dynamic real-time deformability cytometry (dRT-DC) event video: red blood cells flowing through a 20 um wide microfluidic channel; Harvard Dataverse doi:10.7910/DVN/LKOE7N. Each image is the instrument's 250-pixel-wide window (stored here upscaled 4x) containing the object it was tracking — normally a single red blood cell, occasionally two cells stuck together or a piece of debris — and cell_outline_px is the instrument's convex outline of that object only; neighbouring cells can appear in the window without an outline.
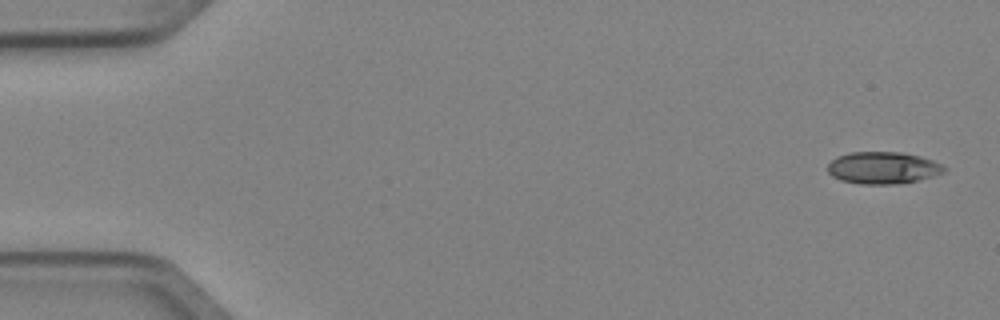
{"species": "Egyptian fruit bat (a non-hibernating species)", "species_latin": "Rousettus aegyptiacus", "temperature_condition": "cold", "stored_images_in_passage": 6, "camera_frame_rate_fps": 3000, "um_per_image_px": 0.085, "animal": {"sex": "female"}, "frame": {"image": 1, "passage_image": 1, "time_ms": 0.0, "image_size_px": [1000, 320], "cell_outline_px": [[948, 168], [944, 172], [932, 176], [916, 180], [892, 184], [860, 184], [840, 180], [832, 176], [828, 172], [828, 164], [836, 156], [852, 152], [904, 152], [920, 156], [932, 160]], "centroid_in_image_um": [75.03, 14.25], "position_along_channel_um": 10.0, "area_um2": 21.68}}
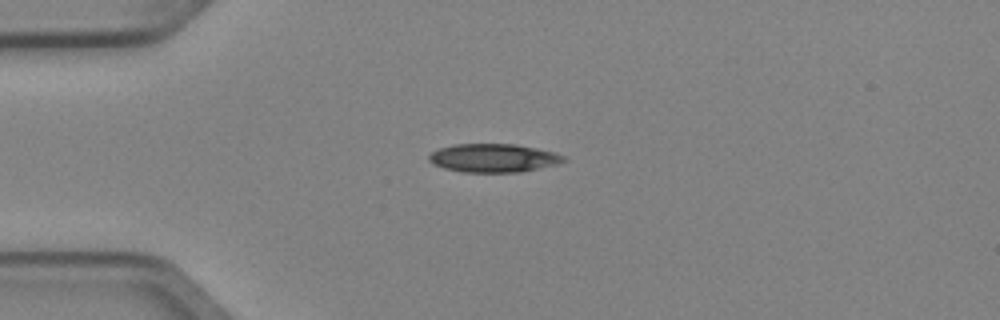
{"frame": {"image": 2, "passage_image": 4, "time_ms": 1.0, "image_size_px": [1000, 320], "cell_outline_px": [[568, 160], [556, 164], [520, 172], [464, 172], [444, 168], [432, 164], [428, 160], [428, 156], [432, 152], [440, 148], [452, 144], [516, 144], [536, 148], [568, 156]], "centroid_in_image_um": [41.94, 13.42], "position_along_channel_um": 43.1, "area_um2": 22.37}}
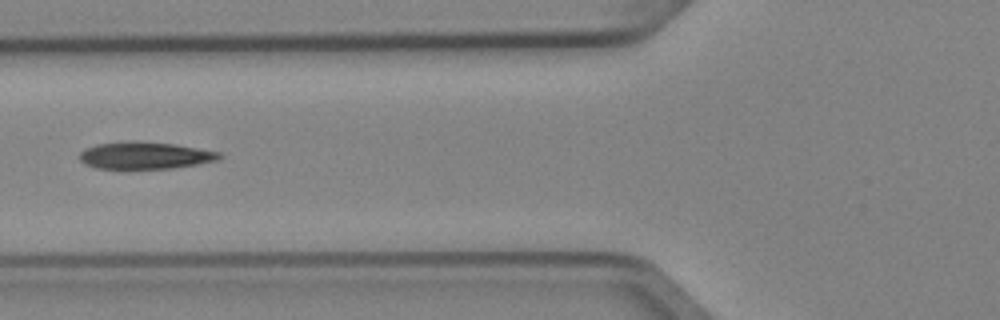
{"frame": {"image": 3, "passage_image": 6, "time_ms": 1.667, "image_size_px": [1000, 320], "cell_outline_px": [[224, 156], [220, 160], [172, 168], [96, 168], [84, 164], [80, 160], [80, 152], [84, 148], [96, 144], [172, 144], [220, 152]], "centroid_in_image_um": [12.36, 13.26], "position_along_channel_um": 113.4, "area_um2": 20.92}}